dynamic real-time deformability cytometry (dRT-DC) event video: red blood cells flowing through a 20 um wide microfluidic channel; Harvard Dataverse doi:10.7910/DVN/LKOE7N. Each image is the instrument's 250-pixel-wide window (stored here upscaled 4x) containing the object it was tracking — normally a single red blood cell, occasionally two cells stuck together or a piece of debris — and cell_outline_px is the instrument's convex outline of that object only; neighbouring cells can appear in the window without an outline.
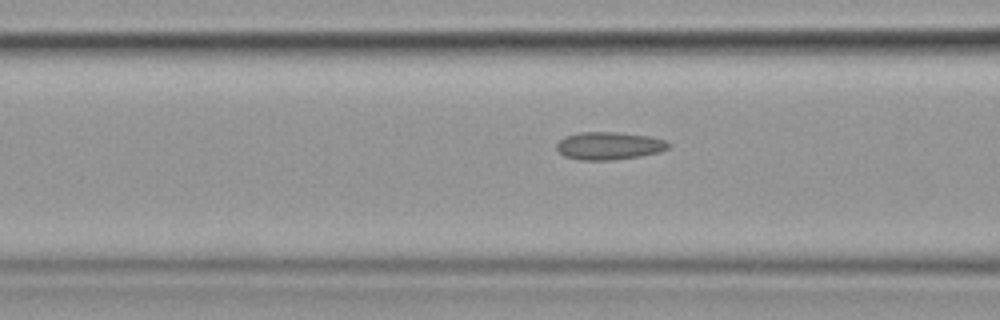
{"species": "common noctule bat (a hibernating species)", "species_latin": "Nyctalus noctula", "temperature_condition": "cold", "stored_images_in_passage": 12, "camera_frame_rate_fps": 3000, "um_per_image_px": 0.085, "animal": {"sex": "female", "body_mass_g": 19.9}, "frame": {"image": 1, "passage_image": 10, "time_ms": 3.0, "image_size_px": [1000, 320], "cell_outline_px": [[672, 144], [668, 148], [660, 152], [640, 156], [612, 160], [580, 160], [564, 156], [556, 148], [556, 144], [564, 136], [576, 132], [616, 132], [648, 136], [664, 140]], "centroid_in_image_um": [51.75, 12.39], "position_along_channel_um": 114.8, "area_um2": 18.15}}